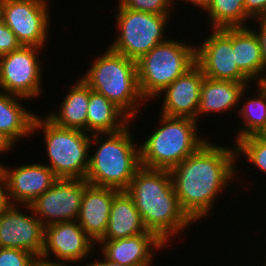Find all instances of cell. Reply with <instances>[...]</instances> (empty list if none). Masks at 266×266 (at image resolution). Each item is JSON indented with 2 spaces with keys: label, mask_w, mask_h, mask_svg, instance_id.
<instances>
[{
  "label": "cell",
  "mask_w": 266,
  "mask_h": 266,
  "mask_svg": "<svg viewBox=\"0 0 266 266\" xmlns=\"http://www.w3.org/2000/svg\"><path fill=\"white\" fill-rule=\"evenodd\" d=\"M116 9L114 17L118 28L116 31L119 34L108 46L112 51L137 62L151 49L169 38L164 35L171 15H156L120 6Z\"/></svg>",
  "instance_id": "8"
},
{
  "label": "cell",
  "mask_w": 266,
  "mask_h": 266,
  "mask_svg": "<svg viewBox=\"0 0 266 266\" xmlns=\"http://www.w3.org/2000/svg\"><path fill=\"white\" fill-rule=\"evenodd\" d=\"M96 245L102 256L125 266H152L156 253L167 247L155 234L99 240Z\"/></svg>",
  "instance_id": "17"
},
{
  "label": "cell",
  "mask_w": 266,
  "mask_h": 266,
  "mask_svg": "<svg viewBox=\"0 0 266 266\" xmlns=\"http://www.w3.org/2000/svg\"><path fill=\"white\" fill-rule=\"evenodd\" d=\"M40 47L23 46L0 56V91L24 97L40 98L43 92V64Z\"/></svg>",
  "instance_id": "9"
},
{
  "label": "cell",
  "mask_w": 266,
  "mask_h": 266,
  "mask_svg": "<svg viewBox=\"0 0 266 266\" xmlns=\"http://www.w3.org/2000/svg\"><path fill=\"white\" fill-rule=\"evenodd\" d=\"M21 100L29 99L0 91V131L15 144L30 137L37 114L30 112L32 110L22 105Z\"/></svg>",
  "instance_id": "23"
},
{
  "label": "cell",
  "mask_w": 266,
  "mask_h": 266,
  "mask_svg": "<svg viewBox=\"0 0 266 266\" xmlns=\"http://www.w3.org/2000/svg\"><path fill=\"white\" fill-rule=\"evenodd\" d=\"M210 33L208 38L195 46V62L204 76L216 80L251 82L235 63L232 27L210 29Z\"/></svg>",
  "instance_id": "13"
},
{
  "label": "cell",
  "mask_w": 266,
  "mask_h": 266,
  "mask_svg": "<svg viewBox=\"0 0 266 266\" xmlns=\"http://www.w3.org/2000/svg\"><path fill=\"white\" fill-rule=\"evenodd\" d=\"M98 56L90 64L89 70L82 74V80L93 91L113 102L133 121L146 104L139 91L136 61L110 48Z\"/></svg>",
  "instance_id": "4"
},
{
  "label": "cell",
  "mask_w": 266,
  "mask_h": 266,
  "mask_svg": "<svg viewBox=\"0 0 266 266\" xmlns=\"http://www.w3.org/2000/svg\"><path fill=\"white\" fill-rule=\"evenodd\" d=\"M51 0H0V16L23 46L47 48Z\"/></svg>",
  "instance_id": "10"
},
{
  "label": "cell",
  "mask_w": 266,
  "mask_h": 266,
  "mask_svg": "<svg viewBox=\"0 0 266 266\" xmlns=\"http://www.w3.org/2000/svg\"><path fill=\"white\" fill-rule=\"evenodd\" d=\"M94 245L96 242L77 220L52 223L44 226V246L40 258L65 266L80 264L94 252ZM50 256L56 260H51Z\"/></svg>",
  "instance_id": "12"
},
{
  "label": "cell",
  "mask_w": 266,
  "mask_h": 266,
  "mask_svg": "<svg viewBox=\"0 0 266 266\" xmlns=\"http://www.w3.org/2000/svg\"><path fill=\"white\" fill-rule=\"evenodd\" d=\"M118 190L88 184L84 188L77 222L96 243L104 236L114 195Z\"/></svg>",
  "instance_id": "18"
},
{
  "label": "cell",
  "mask_w": 266,
  "mask_h": 266,
  "mask_svg": "<svg viewBox=\"0 0 266 266\" xmlns=\"http://www.w3.org/2000/svg\"><path fill=\"white\" fill-rule=\"evenodd\" d=\"M85 179L58 178L42 195L29 204L33 213L46 226L77 220L82 204Z\"/></svg>",
  "instance_id": "11"
},
{
  "label": "cell",
  "mask_w": 266,
  "mask_h": 266,
  "mask_svg": "<svg viewBox=\"0 0 266 266\" xmlns=\"http://www.w3.org/2000/svg\"><path fill=\"white\" fill-rule=\"evenodd\" d=\"M237 164L241 156H245L247 163L266 174V134L250 135L238 140L235 144ZM239 157V159H238ZM239 160V161H238Z\"/></svg>",
  "instance_id": "27"
},
{
  "label": "cell",
  "mask_w": 266,
  "mask_h": 266,
  "mask_svg": "<svg viewBox=\"0 0 266 266\" xmlns=\"http://www.w3.org/2000/svg\"><path fill=\"white\" fill-rule=\"evenodd\" d=\"M149 232L132 197L126 191H118L113 198L106 233L100 240H116Z\"/></svg>",
  "instance_id": "20"
},
{
  "label": "cell",
  "mask_w": 266,
  "mask_h": 266,
  "mask_svg": "<svg viewBox=\"0 0 266 266\" xmlns=\"http://www.w3.org/2000/svg\"><path fill=\"white\" fill-rule=\"evenodd\" d=\"M10 205L11 203L8 199L6 182L2 173L0 172V214L4 212Z\"/></svg>",
  "instance_id": "33"
},
{
  "label": "cell",
  "mask_w": 266,
  "mask_h": 266,
  "mask_svg": "<svg viewBox=\"0 0 266 266\" xmlns=\"http://www.w3.org/2000/svg\"><path fill=\"white\" fill-rule=\"evenodd\" d=\"M13 146H15V143L0 131V156L1 154L4 155V153H7L14 149ZM1 165L2 162L0 161V166Z\"/></svg>",
  "instance_id": "34"
},
{
  "label": "cell",
  "mask_w": 266,
  "mask_h": 266,
  "mask_svg": "<svg viewBox=\"0 0 266 266\" xmlns=\"http://www.w3.org/2000/svg\"><path fill=\"white\" fill-rule=\"evenodd\" d=\"M257 23H260L256 27L251 25V29L254 31L255 35L257 36L260 49H261V57H262V67H263V81L266 80V17H261L254 19ZM254 27V28H252Z\"/></svg>",
  "instance_id": "31"
},
{
  "label": "cell",
  "mask_w": 266,
  "mask_h": 266,
  "mask_svg": "<svg viewBox=\"0 0 266 266\" xmlns=\"http://www.w3.org/2000/svg\"><path fill=\"white\" fill-rule=\"evenodd\" d=\"M39 130L44 133L47 159L49 158L46 165L54 175L63 179H85L91 135L78 129L61 128L37 114L32 134Z\"/></svg>",
  "instance_id": "7"
},
{
  "label": "cell",
  "mask_w": 266,
  "mask_h": 266,
  "mask_svg": "<svg viewBox=\"0 0 266 266\" xmlns=\"http://www.w3.org/2000/svg\"><path fill=\"white\" fill-rule=\"evenodd\" d=\"M177 1V0H176ZM180 1H186V3L190 2L191 4L194 5V7L196 6V8H201L203 10V12H205L208 8V6L210 5L212 0H180ZM174 2V3H173ZM175 4V0H172V6Z\"/></svg>",
  "instance_id": "36"
},
{
  "label": "cell",
  "mask_w": 266,
  "mask_h": 266,
  "mask_svg": "<svg viewBox=\"0 0 266 266\" xmlns=\"http://www.w3.org/2000/svg\"><path fill=\"white\" fill-rule=\"evenodd\" d=\"M21 44L0 16V56L17 50Z\"/></svg>",
  "instance_id": "30"
},
{
  "label": "cell",
  "mask_w": 266,
  "mask_h": 266,
  "mask_svg": "<svg viewBox=\"0 0 266 266\" xmlns=\"http://www.w3.org/2000/svg\"><path fill=\"white\" fill-rule=\"evenodd\" d=\"M232 48L238 69L253 85L263 82L261 49L250 26L232 27Z\"/></svg>",
  "instance_id": "22"
},
{
  "label": "cell",
  "mask_w": 266,
  "mask_h": 266,
  "mask_svg": "<svg viewBox=\"0 0 266 266\" xmlns=\"http://www.w3.org/2000/svg\"><path fill=\"white\" fill-rule=\"evenodd\" d=\"M100 259V261H99ZM99 259H96L95 261H92V262H86V264L84 263L83 265L84 266H125V265H121L117 262H113V261H110L108 260L107 258H105L103 256V258H99ZM81 265V266H83Z\"/></svg>",
  "instance_id": "35"
},
{
  "label": "cell",
  "mask_w": 266,
  "mask_h": 266,
  "mask_svg": "<svg viewBox=\"0 0 266 266\" xmlns=\"http://www.w3.org/2000/svg\"><path fill=\"white\" fill-rule=\"evenodd\" d=\"M209 29L245 27L253 19L246 13L243 0H212L205 11Z\"/></svg>",
  "instance_id": "26"
},
{
  "label": "cell",
  "mask_w": 266,
  "mask_h": 266,
  "mask_svg": "<svg viewBox=\"0 0 266 266\" xmlns=\"http://www.w3.org/2000/svg\"><path fill=\"white\" fill-rule=\"evenodd\" d=\"M30 266H65V265L55 262H50L42 258H36Z\"/></svg>",
  "instance_id": "37"
},
{
  "label": "cell",
  "mask_w": 266,
  "mask_h": 266,
  "mask_svg": "<svg viewBox=\"0 0 266 266\" xmlns=\"http://www.w3.org/2000/svg\"><path fill=\"white\" fill-rule=\"evenodd\" d=\"M252 82H233L204 77L201 83V95L196 113L199 122L203 115L226 113L240 105V97L244 89ZM199 120V121H198Z\"/></svg>",
  "instance_id": "19"
},
{
  "label": "cell",
  "mask_w": 266,
  "mask_h": 266,
  "mask_svg": "<svg viewBox=\"0 0 266 266\" xmlns=\"http://www.w3.org/2000/svg\"><path fill=\"white\" fill-rule=\"evenodd\" d=\"M166 39L137 62V79L141 96L148 103L195 62V43Z\"/></svg>",
  "instance_id": "6"
},
{
  "label": "cell",
  "mask_w": 266,
  "mask_h": 266,
  "mask_svg": "<svg viewBox=\"0 0 266 266\" xmlns=\"http://www.w3.org/2000/svg\"><path fill=\"white\" fill-rule=\"evenodd\" d=\"M0 172L6 182L9 202L19 205H29L58 179L45 163L40 162L14 168L2 164Z\"/></svg>",
  "instance_id": "15"
},
{
  "label": "cell",
  "mask_w": 266,
  "mask_h": 266,
  "mask_svg": "<svg viewBox=\"0 0 266 266\" xmlns=\"http://www.w3.org/2000/svg\"><path fill=\"white\" fill-rule=\"evenodd\" d=\"M132 126L114 133L93 134L85 180L93 186L126 191L140 163V142H135ZM133 134V135H132ZM104 135V136H103ZM96 146L94 153L91 148Z\"/></svg>",
  "instance_id": "3"
},
{
  "label": "cell",
  "mask_w": 266,
  "mask_h": 266,
  "mask_svg": "<svg viewBox=\"0 0 266 266\" xmlns=\"http://www.w3.org/2000/svg\"><path fill=\"white\" fill-rule=\"evenodd\" d=\"M236 164L235 145L227 148L207 140L170 170L179 204L194 223L209 216L216 199L234 182Z\"/></svg>",
  "instance_id": "1"
},
{
  "label": "cell",
  "mask_w": 266,
  "mask_h": 266,
  "mask_svg": "<svg viewBox=\"0 0 266 266\" xmlns=\"http://www.w3.org/2000/svg\"><path fill=\"white\" fill-rule=\"evenodd\" d=\"M131 119L113 102L90 88L87 109V133H114L125 128Z\"/></svg>",
  "instance_id": "24"
},
{
  "label": "cell",
  "mask_w": 266,
  "mask_h": 266,
  "mask_svg": "<svg viewBox=\"0 0 266 266\" xmlns=\"http://www.w3.org/2000/svg\"><path fill=\"white\" fill-rule=\"evenodd\" d=\"M36 258L29 251L0 248V266H30Z\"/></svg>",
  "instance_id": "29"
},
{
  "label": "cell",
  "mask_w": 266,
  "mask_h": 266,
  "mask_svg": "<svg viewBox=\"0 0 266 266\" xmlns=\"http://www.w3.org/2000/svg\"><path fill=\"white\" fill-rule=\"evenodd\" d=\"M246 13L254 20L266 17V0H243Z\"/></svg>",
  "instance_id": "32"
},
{
  "label": "cell",
  "mask_w": 266,
  "mask_h": 266,
  "mask_svg": "<svg viewBox=\"0 0 266 266\" xmlns=\"http://www.w3.org/2000/svg\"><path fill=\"white\" fill-rule=\"evenodd\" d=\"M126 192L132 197L146 229L166 245L195 224L179 204L169 170L141 166Z\"/></svg>",
  "instance_id": "2"
},
{
  "label": "cell",
  "mask_w": 266,
  "mask_h": 266,
  "mask_svg": "<svg viewBox=\"0 0 266 266\" xmlns=\"http://www.w3.org/2000/svg\"><path fill=\"white\" fill-rule=\"evenodd\" d=\"M200 67L195 63L184 74L164 88L154 99L163 95L161 114L171 117H186L196 121V113L204 79Z\"/></svg>",
  "instance_id": "16"
},
{
  "label": "cell",
  "mask_w": 266,
  "mask_h": 266,
  "mask_svg": "<svg viewBox=\"0 0 266 266\" xmlns=\"http://www.w3.org/2000/svg\"><path fill=\"white\" fill-rule=\"evenodd\" d=\"M62 99L59 110L45 115L49 121L61 128L78 129L87 133V109L90 99V87L78 77ZM59 112V113H57Z\"/></svg>",
  "instance_id": "21"
},
{
  "label": "cell",
  "mask_w": 266,
  "mask_h": 266,
  "mask_svg": "<svg viewBox=\"0 0 266 266\" xmlns=\"http://www.w3.org/2000/svg\"><path fill=\"white\" fill-rule=\"evenodd\" d=\"M43 246L44 225L29 205L11 204L0 214V248L21 249L40 258Z\"/></svg>",
  "instance_id": "14"
},
{
  "label": "cell",
  "mask_w": 266,
  "mask_h": 266,
  "mask_svg": "<svg viewBox=\"0 0 266 266\" xmlns=\"http://www.w3.org/2000/svg\"><path fill=\"white\" fill-rule=\"evenodd\" d=\"M249 87V88H248ZM257 87L255 93L250 94L249 98L246 94L249 92L250 85L247 86L241 94V103L245 101L242 107L238 108V114L242 122H238L237 126H240L235 135L234 144L250 135H264L266 134V80L260 83H256ZM257 93V94H256ZM244 98V99H243ZM246 98V99H245ZM251 98V99H250Z\"/></svg>",
  "instance_id": "25"
},
{
  "label": "cell",
  "mask_w": 266,
  "mask_h": 266,
  "mask_svg": "<svg viewBox=\"0 0 266 266\" xmlns=\"http://www.w3.org/2000/svg\"><path fill=\"white\" fill-rule=\"evenodd\" d=\"M118 6L156 15H173L172 0H118ZM173 9V10H172Z\"/></svg>",
  "instance_id": "28"
},
{
  "label": "cell",
  "mask_w": 266,
  "mask_h": 266,
  "mask_svg": "<svg viewBox=\"0 0 266 266\" xmlns=\"http://www.w3.org/2000/svg\"><path fill=\"white\" fill-rule=\"evenodd\" d=\"M159 117L156 130L139 143L140 163L146 168L170 171L209 138L198 133L200 123L194 119L163 114Z\"/></svg>",
  "instance_id": "5"
}]
</instances>
